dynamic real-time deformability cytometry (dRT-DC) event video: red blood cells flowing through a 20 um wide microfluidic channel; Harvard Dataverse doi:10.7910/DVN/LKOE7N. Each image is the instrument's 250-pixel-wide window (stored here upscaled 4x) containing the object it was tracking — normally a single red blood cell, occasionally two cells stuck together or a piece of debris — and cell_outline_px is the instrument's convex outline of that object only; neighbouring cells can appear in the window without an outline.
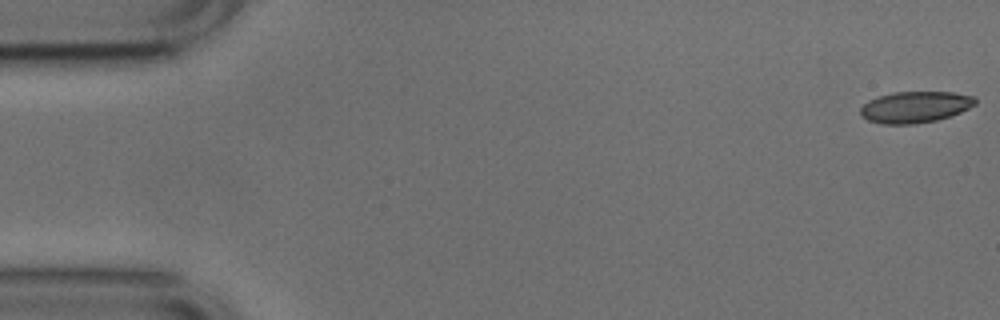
{"species": "common noctule bat (a hibernating species)", "species_latin": "Nyctalus noctula", "temperature_condition": "cold", "stored_images_in_passage": 52, "camera_frame_rate_fps": 3000, "um_per_image_px": 0.085, "animal": {"sex": "male", "body_mass_g": 17.9, "forearm_length_mm": 54.2}, "frame": {"image": 1, "passage_image": 1, "time_ms": 0.0, "image_size_px": [1000, 320], "cell_outline_px": [[976, 104], [952, 116], [936, 120], [912, 124], [880, 124], [868, 120], [860, 116], [860, 108], [868, 100], [892, 92], [952, 92], [976, 96]], "centroid_in_image_um": [77.78, 9.1], "position_along_channel_um": 7.2, "area_um2": 21.1}}
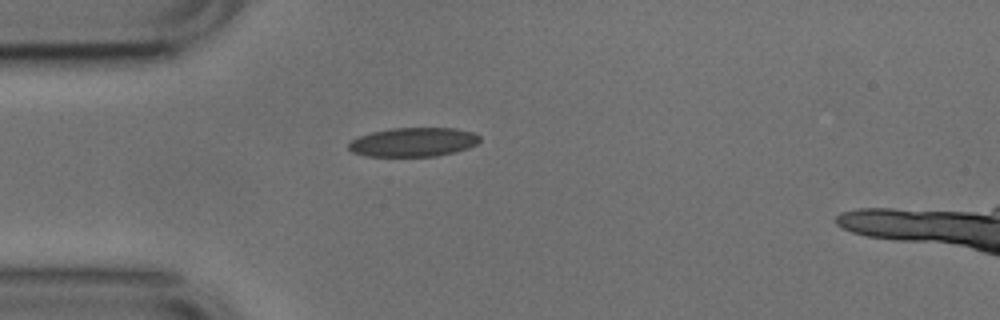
{"frame": {"image": 2, "passage_image": 14, "time_ms": 4.333, "image_size_px": [1000, 320], "cell_outline_px": [[480, 140], [476, 144], [468, 148], [456, 152], [436, 156], [364, 156], [352, 152], [348, 148], [348, 144], [356, 136], [372, 132], [392, 128], [456, 128], [472, 132], [480, 136]], "centroid_in_image_um": [35.12, 12.08], "position_along_channel_um": 49.9, "area_um2": 22.31}}
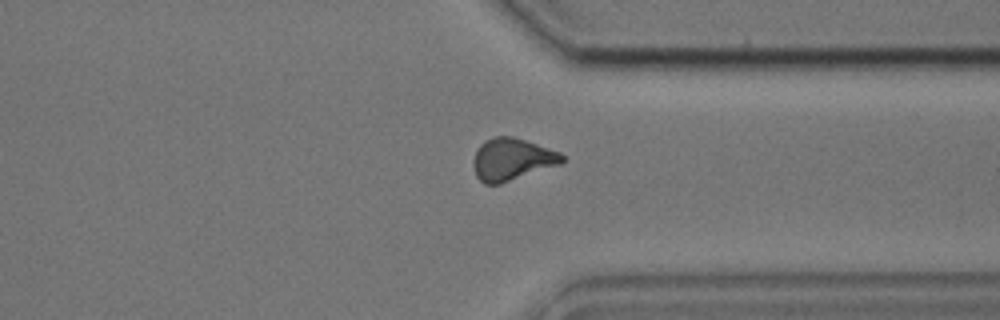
{"frame": {"image": 3, "passage_image": 40, "time_ms": 13.0, "image_size_px": [1000, 320], "cell_outline_px": [[568, 160], [560, 164], [500, 184], [484, 184], [476, 176], [476, 152], [480, 144], [484, 140], [496, 136], [512, 136], [560, 152]], "centroid_in_image_um": [43.56, 13.54], "position_along_channel_um": 367.8, "area_um2": 21.44}, "authors_computed_cell_mechanics": {"area_um2": 21.4149, "velocity_mm_per_s": 3.7814, "shape_relaxation_time_tau1_ms": 4.6749, "shape_relaxation_time_tau2_ms": 2.0064, "deformation_change_tau1": 0.1243, "deformation_change_tau2": 0.081}}